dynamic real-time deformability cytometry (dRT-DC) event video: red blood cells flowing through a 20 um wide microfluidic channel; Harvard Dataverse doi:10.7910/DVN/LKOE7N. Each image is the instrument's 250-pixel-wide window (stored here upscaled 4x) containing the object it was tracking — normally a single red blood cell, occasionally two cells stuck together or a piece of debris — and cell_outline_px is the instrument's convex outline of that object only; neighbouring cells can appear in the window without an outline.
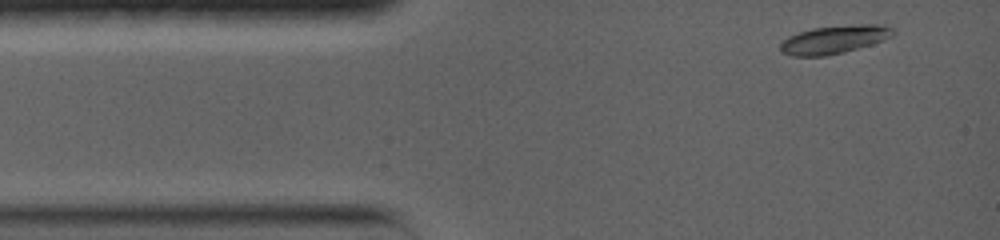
{"species": "common noctule bat (a hibernating species)", "species_latin": "Nyctalus noctula", "temperature_condition": "warm", "stored_images_in_passage": 5, "camera_frame_rate_fps": 5000, "um_per_image_px": 0.085, "animal": {"sex": "female", "body_mass_g": 19.0, "forearm_length_mm": 56.7}, "frame": {"image": 1, "passage_image": 1, "time_ms": 0.0, "image_size_px": [1000, 240], "cell_outline_px": [[896, 32], [892, 36], [872, 44], [844, 52], [824, 56], [792, 56], [780, 52], [780, 44], [788, 36], [812, 28], [860, 24], [880, 24], [892, 28]], "centroid_in_image_um": [70.9, 3.36], "position_along_channel_um": 14.1, "area_um2": 18.44}}
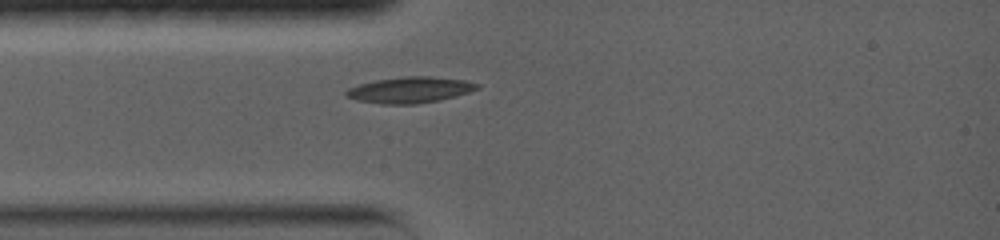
{"frame": {"image": 2, "passage_image": 5, "time_ms": 2.4, "image_size_px": [1000, 240], "cell_outline_px": [[480, 88], [456, 96], [440, 100], [416, 104], [380, 104], [356, 100], [344, 96], [344, 92], [348, 88], [360, 84], [376, 80], [404, 76], [428, 76], [464, 80], [480, 84]], "centroid_in_image_um": [34.82, 7.65], "position_along_channel_um": 50.2, "area_um2": 19.94}}